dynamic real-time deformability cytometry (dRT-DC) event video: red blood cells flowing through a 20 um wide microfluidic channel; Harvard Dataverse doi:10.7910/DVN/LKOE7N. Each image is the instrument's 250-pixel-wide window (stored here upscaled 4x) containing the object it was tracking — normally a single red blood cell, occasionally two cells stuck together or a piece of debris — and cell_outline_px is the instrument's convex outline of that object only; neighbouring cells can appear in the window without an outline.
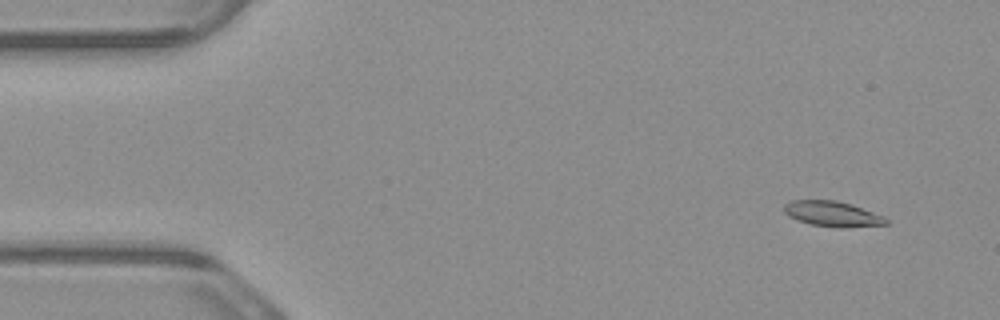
{"species": "common noctule bat (a hibernating species)", "species_latin": "Nyctalus noctula", "temperature_condition": "warm", "stored_images_in_passage": 4, "camera_frame_rate_fps": 3000, "um_per_image_px": 0.085, "animal": {"sex": "male", "body_mass_g": 23.1, "forearm_length_mm": 52.7}, "frame": {"image": 1, "passage_image": 1, "time_ms": 0.0, "image_size_px": [1000, 320], "cell_outline_px": [[888, 224], [840, 228], [812, 224], [796, 220], [788, 216], [784, 212], [784, 204], [792, 200], [836, 200], [852, 204], [884, 216], [888, 220]], "centroid_in_image_um": [70.75, 18.17], "position_along_channel_um": 14.2, "area_um2": 15.09}}
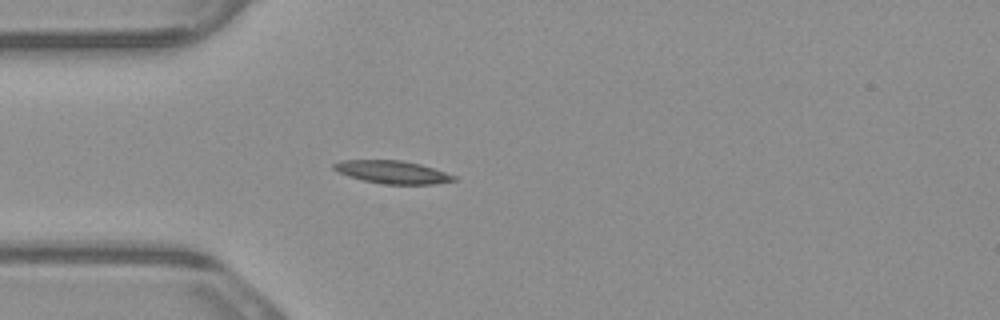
{"frame": {"image": 2, "passage_image": 4, "time_ms": 1.0, "image_size_px": [1000, 320], "cell_outline_px": [[456, 180], [436, 184], [384, 184], [364, 180], [348, 176], [332, 168], [332, 164], [340, 160], [400, 160], [420, 164], [456, 176]], "centroid_in_image_um": [33.34, 14.62], "position_along_channel_um": 51.7, "area_um2": 15.84}}